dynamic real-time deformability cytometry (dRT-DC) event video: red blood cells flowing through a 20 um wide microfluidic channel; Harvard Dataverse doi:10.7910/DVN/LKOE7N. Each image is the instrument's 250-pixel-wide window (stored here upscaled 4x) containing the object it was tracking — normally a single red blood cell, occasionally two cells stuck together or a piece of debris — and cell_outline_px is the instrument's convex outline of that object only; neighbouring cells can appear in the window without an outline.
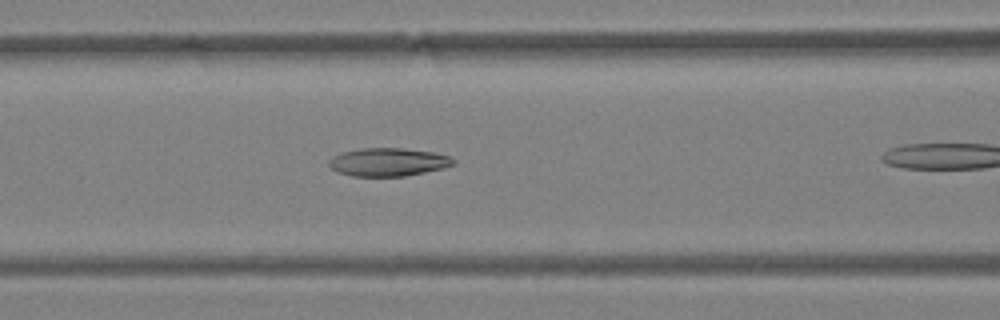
{"species": "Egyptian fruit bat (a non-hibernating species)", "species_latin": "Rousettus aegyptiacus", "temperature_condition": "warm", "stored_images_in_passage": 34, "segment_of_instrument_passage": [1, 2], "camera_frame_rate_fps": 3000, "um_per_image_px": 0.085, "animal": {"sex": "female"}, "frame": {"image": 1, "passage_image": 17, "time_ms": 5.333, "image_size_px": [1000, 320], "cell_outline_px": [[456, 164], [444, 168], [404, 176], [352, 176], [340, 172], [332, 168], [328, 164], [332, 156], [340, 152], [360, 148], [400, 148], [432, 152], [452, 156], [456, 160]], "centroid_in_image_um": [33.02, 13.76], "position_along_channel_um": 133.6, "area_um2": 20.46}}
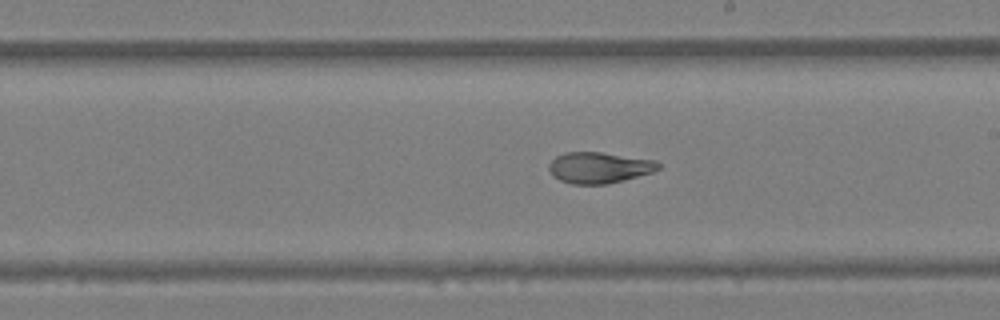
{"frame": {"image": 2, "passage_image": 24, "time_ms": 7.667, "image_size_px": [1000, 320], "cell_outline_px": [[660, 168], [652, 172], [608, 184], [572, 184], [560, 180], [552, 176], [548, 168], [548, 164], [556, 156], [564, 152], [600, 152], [656, 160], [660, 164]], "centroid_in_image_um": [50.9, 14.24], "position_along_channel_um": 238.1, "area_um2": 19.83}}
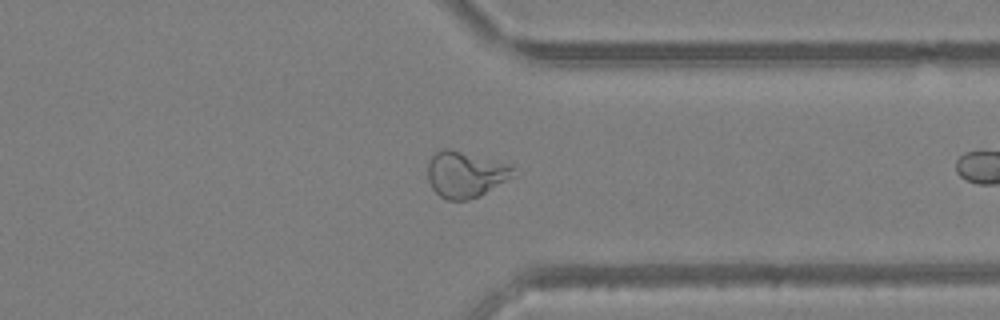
{"frame": {"image": 3, "passage_image": 33, "time_ms": 10.667, "image_size_px": [1000, 320], "cell_outline_px": [[512, 168], [508, 176], [504, 180], [484, 192], [468, 200], [448, 200], [440, 196], [432, 188], [428, 180], [428, 160], [436, 152], [444, 148], [452, 148], [512, 164]], "centroid_in_image_um": [39.47, 14.77], "position_along_channel_um": 371.9, "area_um2": 22.54}}